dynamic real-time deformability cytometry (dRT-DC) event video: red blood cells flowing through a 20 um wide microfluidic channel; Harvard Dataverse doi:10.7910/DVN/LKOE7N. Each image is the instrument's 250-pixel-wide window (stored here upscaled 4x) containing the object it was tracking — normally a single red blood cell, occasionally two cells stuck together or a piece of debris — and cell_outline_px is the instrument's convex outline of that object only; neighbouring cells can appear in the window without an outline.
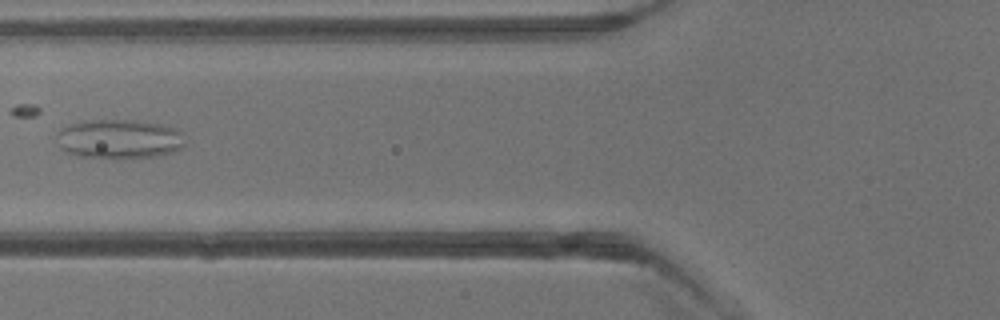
{"species": "common noctule bat (a hibernating species)", "species_latin": "Nyctalus noctula", "temperature_condition": "warm", "stored_images_in_passage": 5, "camera_frame_rate_fps": 3000, "um_per_image_px": 0.085, "animal": {"sex": "male", "body_mass_g": 13.3}, "frame": {"image": 1, "passage_image": 5, "time_ms": 4.667, "image_size_px": [1000, 320], "cell_outline_px": [[184, 148], [172, 152], [156, 156], [116, 160], [76, 156], [60, 148], [56, 136], [56, 132], [72, 124], [88, 120], [136, 120], [160, 124], [176, 128], [184, 132]], "centroid_in_image_um": [10.16, 11.84], "position_along_channel_um": 115.6, "area_um2": 30.06}}